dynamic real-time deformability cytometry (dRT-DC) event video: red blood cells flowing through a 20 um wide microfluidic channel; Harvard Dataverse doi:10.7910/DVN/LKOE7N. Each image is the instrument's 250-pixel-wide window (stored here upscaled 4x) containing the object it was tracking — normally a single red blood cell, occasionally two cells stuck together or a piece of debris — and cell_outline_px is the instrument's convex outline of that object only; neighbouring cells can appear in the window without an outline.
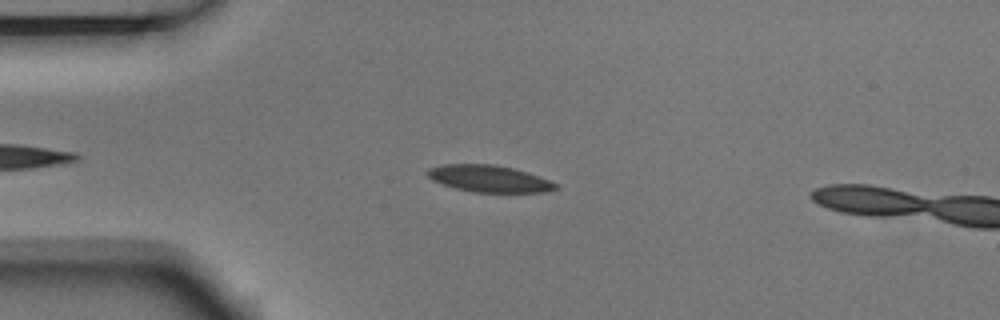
{"species": "Egyptian fruit bat (a non-hibernating species)", "species_latin": "Rousettus aegyptiacus", "temperature_condition": "room temperature", "stored_images_in_passage": 5, "camera_frame_rate_fps": 3000, "um_per_image_px": 0.085, "animal": {"sex": "male"}, "frame": {"image": 1, "passage_image": 4, "time_ms": 1.0, "image_size_px": [1000, 320], "cell_outline_px": [[560, 188], [548, 192], [476, 192], [456, 188], [432, 180], [424, 172], [428, 168], [444, 164], [492, 164], [512, 168], [528, 172], [540, 176], [560, 184]], "centroid_in_image_um": [41.63, 15.18], "position_along_channel_um": 43.4, "area_um2": 20.17}}